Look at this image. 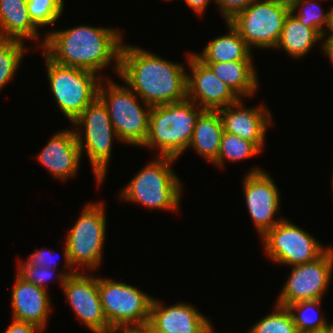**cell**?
I'll list each match as a JSON object with an SVG mask.
<instances>
[{"instance_id":"cell-17","label":"cell","mask_w":333,"mask_h":333,"mask_svg":"<svg viewBox=\"0 0 333 333\" xmlns=\"http://www.w3.org/2000/svg\"><path fill=\"white\" fill-rule=\"evenodd\" d=\"M242 101L240 98L236 103L217 110L222 120L223 129L228 133L254 142L262 150L267 127L272 123L271 113L266 106L244 109Z\"/></svg>"},{"instance_id":"cell-22","label":"cell","mask_w":333,"mask_h":333,"mask_svg":"<svg viewBox=\"0 0 333 333\" xmlns=\"http://www.w3.org/2000/svg\"><path fill=\"white\" fill-rule=\"evenodd\" d=\"M252 61L239 60L203 63L208 65L214 74L242 99V96H252L258 87L257 73Z\"/></svg>"},{"instance_id":"cell-33","label":"cell","mask_w":333,"mask_h":333,"mask_svg":"<svg viewBox=\"0 0 333 333\" xmlns=\"http://www.w3.org/2000/svg\"><path fill=\"white\" fill-rule=\"evenodd\" d=\"M53 254L54 252H52V250L41 249L31 254L25 262L27 264H34L40 267H48L56 269V264L52 262Z\"/></svg>"},{"instance_id":"cell-30","label":"cell","mask_w":333,"mask_h":333,"mask_svg":"<svg viewBox=\"0 0 333 333\" xmlns=\"http://www.w3.org/2000/svg\"><path fill=\"white\" fill-rule=\"evenodd\" d=\"M299 6L301 7L298 11L299 13L295 14ZM290 12L294 14L301 24L313 28L322 38H326V29L324 27H327L329 14L323 13L320 5L314 0H301Z\"/></svg>"},{"instance_id":"cell-7","label":"cell","mask_w":333,"mask_h":333,"mask_svg":"<svg viewBox=\"0 0 333 333\" xmlns=\"http://www.w3.org/2000/svg\"><path fill=\"white\" fill-rule=\"evenodd\" d=\"M44 56L53 97L72 123L98 97L102 77L89 70L59 65Z\"/></svg>"},{"instance_id":"cell-16","label":"cell","mask_w":333,"mask_h":333,"mask_svg":"<svg viewBox=\"0 0 333 333\" xmlns=\"http://www.w3.org/2000/svg\"><path fill=\"white\" fill-rule=\"evenodd\" d=\"M149 323L161 333H213L209 320L191 304L180 302L165 307L156 298L152 301Z\"/></svg>"},{"instance_id":"cell-38","label":"cell","mask_w":333,"mask_h":333,"mask_svg":"<svg viewBox=\"0 0 333 333\" xmlns=\"http://www.w3.org/2000/svg\"><path fill=\"white\" fill-rule=\"evenodd\" d=\"M289 11L293 10L301 0H270Z\"/></svg>"},{"instance_id":"cell-41","label":"cell","mask_w":333,"mask_h":333,"mask_svg":"<svg viewBox=\"0 0 333 333\" xmlns=\"http://www.w3.org/2000/svg\"><path fill=\"white\" fill-rule=\"evenodd\" d=\"M149 333H161V332L156 331L149 323Z\"/></svg>"},{"instance_id":"cell-29","label":"cell","mask_w":333,"mask_h":333,"mask_svg":"<svg viewBox=\"0 0 333 333\" xmlns=\"http://www.w3.org/2000/svg\"><path fill=\"white\" fill-rule=\"evenodd\" d=\"M63 0H28L27 9L30 19L36 26L53 25L62 15Z\"/></svg>"},{"instance_id":"cell-28","label":"cell","mask_w":333,"mask_h":333,"mask_svg":"<svg viewBox=\"0 0 333 333\" xmlns=\"http://www.w3.org/2000/svg\"><path fill=\"white\" fill-rule=\"evenodd\" d=\"M276 310L254 324L247 333H299L286 307Z\"/></svg>"},{"instance_id":"cell-9","label":"cell","mask_w":333,"mask_h":333,"mask_svg":"<svg viewBox=\"0 0 333 333\" xmlns=\"http://www.w3.org/2000/svg\"><path fill=\"white\" fill-rule=\"evenodd\" d=\"M290 11L270 0H255L228 21L246 41L258 48H275Z\"/></svg>"},{"instance_id":"cell-39","label":"cell","mask_w":333,"mask_h":333,"mask_svg":"<svg viewBox=\"0 0 333 333\" xmlns=\"http://www.w3.org/2000/svg\"><path fill=\"white\" fill-rule=\"evenodd\" d=\"M329 17H328V23H327V27L328 31L331 32L330 36H333V5L331 7V9L328 12Z\"/></svg>"},{"instance_id":"cell-15","label":"cell","mask_w":333,"mask_h":333,"mask_svg":"<svg viewBox=\"0 0 333 333\" xmlns=\"http://www.w3.org/2000/svg\"><path fill=\"white\" fill-rule=\"evenodd\" d=\"M188 61L192 76L187 75V99L198 102L203 110L210 111H217L240 99L194 53L189 54Z\"/></svg>"},{"instance_id":"cell-19","label":"cell","mask_w":333,"mask_h":333,"mask_svg":"<svg viewBox=\"0 0 333 333\" xmlns=\"http://www.w3.org/2000/svg\"><path fill=\"white\" fill-rule=\"evenodd\" d=\"M11 299L13 320L45 328L51 304L45 289L27 282L17 273Z\"/></svg>"},{"instance_id":"cell-10","label":"cell","mask_w":333,"mask_h":333,"mask_svg":"<svg viewBox=\"0 0 333 333\" xmlns=\"http://www.w3.org/2000/svg\"><path fill=\"white\" fill-rule=\"evenodd\" d=\"M265 252L276 263L299 265L315 261L329 247H323L302 228L283 219L263 236Z\"/></svg>"},{"instance_id":"cell-35","label":"cell","mask_w":333,"mask_h":333,"mask_svg":"<svg viewBox=\"0 0 333 333\" xmlns=\"http://www.w3.org/2000/svg\"><path fill=\"white\" fill-rule=\"evenodd\" d=\"M42 329L36 325L13 320L4 333H40Z\"/></svg>"},{"instance_id":"cell-34","label":"cell","mask_w":333,"mask_h":333,"mask_svg":"<svg viewBox=\"0 0 333 333\" xmlns=\"http://www.w3.org/2000/svg\"><path fill=\"white\" fill-rule=\"evenodd\" d=\"M149 333V322L143 324L115 325L106 333Z\"/></svg>"},{"instance_id":"cell-31","label":"cell","mask_w":333,"mask_h":333,"mask_svg":"<svg viewBox=\"0 0 333 333\" xmlns=\"http://www.w3.org/2000/svg\"><path fill=\"white\" fill-rule=\"evenodd\" d=\"M18 274L23 277L27 282H30L38 287L46 290V281H48L53 272L56 271L54 268L40 267L34 264H27L26 262L19 261Z\"/></svg>"},{"instance_id":"cell-2","label":"cell","mask_w":333,"mask_h":333,"mask_svg":"<svg viewBox=\"0 0 333 333\" xmlns=\"http://www.w3.org/2000/svg\"><path fill=\"white\" fill-rule=\"evenodd\" d=\"M122 40L121 32L116 29L82 25L47 32L39 46L50 60L59 65L96 74L116 60L115 71L119 74Z\"/></svg>"},{"instance_id":"cell-11","label":"cell","mask_w":333,"mask_h":333,"mask_svg":"<svg viewBox=\"0 0 333 333\" xmlns=\"http://www.w3.org/2000/svg\"><path fill=\"white\" fill-rule=\"evenodd\" d=\"M102 309L110 327L143 324L150 320L154 298L122 282L98 277Z\"/></svg>"},{"instance_id":"cell-8","label":"cell","mask_w":333,"mask_h":333,"mask_svg":"<svg viewBox=\"0 0 333 333\" xmlns=\"http://www.w3.org/2000/svg\"><path fill=\"white\" fill-rule=\"evenodd\" d=\"M72 124L79 128L80 126L85 128V140L82 139L79 129L74 128V132L81 154L84 153L85 146L96 182L101 184L107 174L113 139L115 137L118 139L106 105L97 97Z\"/></svg>"},{"instance_id":"cell-37","label":"cell","mask_w":333,"mask_h":333,"mask_svg":"<svg viewBox=\"0 0 333 333\" xmlns=\"http://www.w3.org/2000/svg\"><path fill=\"white\" fill-rule=\"evenodd\" d=\"M324 40L325 41L322 44V50L324 51V54L328 56L331 63L333 64V36H329Z\"/></svg>"},{"instance_id":"cell-20","label":"cell","mask_w":333,"mask_h":333,"mask_svg":"<svg viewBox=\"0 0 333 333\" xmlns=\"http://www.w3.org/2000/svg\"><path fill=\"white\" fill-rule=\"evenodd\" d=\"M28 0H0V38L38 39V27L30 19Z\"/></svg>"},{"instance_id":"cell-21","label":"cell","mask_w":333,"mask_h":333,"mask_svg":"<svg viewBox=\"0 0 333 333\" xmlns=\"http://www.w3.org/2000/svg\"><path fill=\"white\" fill-rule=\"evenodd\" d=\"M223 132L218 111L204 110L196 120L188 147H193L199 155L213 163L218 157Z\"/></svg>"},{"instance_id":"cell-18","label":"cell","mask_w":333,"mask_h":333,"mask_svg":"<svg viewBox=\"0 0 333 333\" xmlns=\"http://www.w3.org/2000/svg\"><path fill=\"white\" fill-rule=\"evenodd\" d=\"M81 157L74 129L54 134L36 156L52 176L63 181L76 175Z\"/></svg>"},{"instance_id":"cell-32","label":"cell","mask_w":333,"mask_h":333,"mask_svg":"<svg viewBox=\"0 0 333 333\" xmlns=\"http://www.w3.org/2000/svg\"><path fill=\"white\" fill-rule=\"evenodd\" d=\"M224 16L226 22L230 21L236 14L245 10L255 0H214Z\"/></svg>"},{"instance_id":"cell-25","label":"cell","mask_w":333,"mask_h":333,"mask_svg":"<svg viewBox=\"0 0 333 333\" xmlns=\"http://www.w3.org/2000/svg\"><path fill=\"white\" fill-rule=\"evenodd\" d=\"M320 303L321 299H317L299 301L285 306L291 314L292 320L299 333L326 332L329 323L322 314L319 315ZM315 309H317L316 312ZM309 310H313L315 314L314 312H310L309 314ZM296 311H298V314Z\"/></svg>"},{"instance_id":"cell-26","label":"cell","mask_w":333,"mask_h":333,"mask_svg":"<svg viewBox=\"0 0 333 333\" xmlns=\"http://www.w3.org/2000/svg\"><path fill=\"white\" fill-rule=\"evenodd\" d=\"M261 151L254 142L224 131L221 137L218 157L213 163L223 167L225 160L239 161L257 155Z\"/></svg>"},{"instance_id":"cell-13","label":"cell","mask_w":333,"mask_h":333,"mask_svg":"<svg viewBox=\"0 0 333 333\" xmlns=\"http://www.w3.org/2000/svg\"><path fill=\"white\" fill-rule=\"evenodd\" d=\"M291 275L278 298L277 305L322 299L333 271V249H329L315 261L292 266Z\"/></svg>"},{"instance_id":"cell-1","label":"cell","mask_w":333,"mask_h":333,"mask_svg":"<svg viewBox=\"0 0 333 333\" xmlns=\"http://www.w3.org/2000/svg\"><path fill=\"white\" fill-rule=\"evenodd\" d=\"M119 77L143 103L151 107L187 98V75L182 64L167 61L152 52L122 45Z\"/></svg>"},{"instance_id":"cell-36","label":"cell","mask_w":333,"mask_h":333,"mask_svg":"<svg viewBox=\"0 0 333 333\" xmlns=\"http://www.w3.org/2000/svg\"><path fill=\"white\" fill-rule=\"evenodd\" d=\"M211 0H185V3L197 14L205 12V8Z\"/></svg>"},{"instance_id":"cell-4","label":"cell","mask_w":333,"mask_h":333,"mask_svg":"<svg viewBox=\"0 0 333 333\" xmlns=\"http://www.w3.org/2000/svg\"><path fill=\"white\" fill-rule=\"evenodd\" d=\"M157 158L142 168L120 192V198L148 208L177 211L182 192L171 166L173 157Z\"/></svg>"},{"instance_id":"cell-24","label":"cell","mask_w":333,"mask_h":333,"mask_svg":"<svg viewBox=\"0 0 333 333\" xmlns=\"http://www.w3.org/2000/svg\"><path fill=\"white\" fill-rule=\"evenodd\" d=\"M322 37L311 27H306L290 12L284 22L276 49L285 50L292 58L305 56Z\"/></svg>"},{"instance_id":"cell-12","label":"cell","mask_w":333,"mask_h":333,"mask_svg":"<svg viewBox=\"0 0 333 333\" xmlns=\"http://www.w3.org/2000/svg\"><path fill=\"white\" fill-rule=\"evenodd\" d=\"M58 274L66 299L77 318L93 333H106L110 326L102 309L98 277L76 270Z\"/></svg>"},{"instance_id":"cell-6","label":"cell","mask_w":333,"mask_h":333,"mask_svg":"<svg viewBox=\"0 0 333 333\" xmlns=\"http://www.w3.org/2000/svg\"><path fill=\"white\" fill-rule=\"evenodd\" d=\"M107 81V89L103 86V81L100 82L98 97L108 109L118 140L142 146L148 135L152 107L146 103L142 107L137 100L138 95L129 87L119 86L109 78Z\"/></svg>"},{"instance_id":"cell-23","label":"cell","mask_w":333,"mask_h":333,"mask_svg":"<svg viewBox=\"0 0 333 333\" xmlns=\"http://www.w3.org/2000/svg\"><path fill=\"white\" fill-rule=\"evenodd\" d=\"M229 33L215 38L200 54L194 55L202 62H230L252 60L251 49L237 30L226 22Z\"/></svg>"},{"instance_id":"cell-5","label":"cell","mask_w":333,"mask_h":333,"mask_svg":"<svg viewBox=\"0 0 333 333\" xmlns=\"http://www.w3.org/2000/svg\"><path fill=\"white\" fill-rule=\"evenodd\" d=\"M104 203H88L75 225L68 231L64 248L65 267H87L94 270L100 265L106 234Z\"/></svg>"},{"instance_id":"cell-14","label":"cell","mask_w":333,"mask_h":333,"mask_svg":"<svg viewBox=\"0 0 333 333\" xmlns=\"http://www.w3.org/2000/svg\"><path fill=\"white\" fill-rule=\"evenodd\" d=\"M243 180L245 203L255 227L262 237L284 219L276 220L274 218L276 212H280V193L274 180L263 169L250 170Z\"/></svg>"},{"instance_id":"cell-3","label":"cell","mask_w":333,"mask_h":333,"mask_svg":"<svg viewBox=\"0 0 333 333\" xmlns=\"http://www.w3.org/2000/svg\"><path fill=\"white\" fill-rule=\"evenodd\" d=\"M203 111L187 98L176 103L153 106L148 135L142 146L155 147L159 150V156L177 159L188 149L196 120Z\"/></svg>"},{"instance_id":"cell-40","label":"cell","mask_w":333,"mask_h":333,"mask_svg":"<svg viewBox=\"0 0 333 333\" xmlns=\"http://www.w3.org/2000/svg\"><path fill=\"white\" fill-rule=\"evenodd\" d=\"M326 333H333V323L328 325L327 329H326Z\"/></svg>"},{"instance_id":"cell-27","label":"cell","mask_w":333,"mask_h":333,"mask_svg":"<svg viewBox=\"0 0 333 333\" xmlns=\"http://www.w3.org/2000/svg\"><path fill=\"white\" fill-rule=\"evenodd\" d=\"M25 52L23 41L0 38V90L15 75Z\"/></svg>"}]
</instances>
